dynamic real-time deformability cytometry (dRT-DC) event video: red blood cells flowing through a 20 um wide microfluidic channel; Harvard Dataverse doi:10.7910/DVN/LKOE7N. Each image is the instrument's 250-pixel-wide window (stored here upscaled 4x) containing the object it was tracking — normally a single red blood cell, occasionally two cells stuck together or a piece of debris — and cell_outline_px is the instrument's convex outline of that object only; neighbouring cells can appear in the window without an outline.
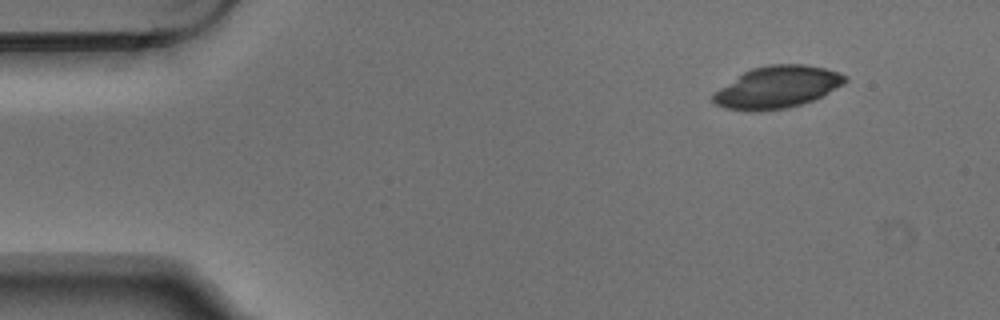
{"species": "Egyptian fruit bat (a non-hibernating species)", "species_latin": "Rousettus aegyptiacus", "temperature_condition": "warm", "stored_images_in_passage": 4, "camera_frame_rate_fps": 3000, "um_per_image_px": 0.085, "animal": {"sex": "male"}, "frame": {"image": 1, "passage_image": 1, "time_ms": 0.0, "image_size_px": [1000, 320], "cell_outline_px": [[848, 80], [844, 84], [812, 100], [788, 108], [724, 108], [716, 104], [712, 100], [712, 92], [744, 72], [752, 68], [768, 64], [804, 64], [824, 68], [848, 76]], "centroid_in_image_um": [66.08, 7.36], "position_along_channel_um": 18.9, "area_um2": 31.39}}